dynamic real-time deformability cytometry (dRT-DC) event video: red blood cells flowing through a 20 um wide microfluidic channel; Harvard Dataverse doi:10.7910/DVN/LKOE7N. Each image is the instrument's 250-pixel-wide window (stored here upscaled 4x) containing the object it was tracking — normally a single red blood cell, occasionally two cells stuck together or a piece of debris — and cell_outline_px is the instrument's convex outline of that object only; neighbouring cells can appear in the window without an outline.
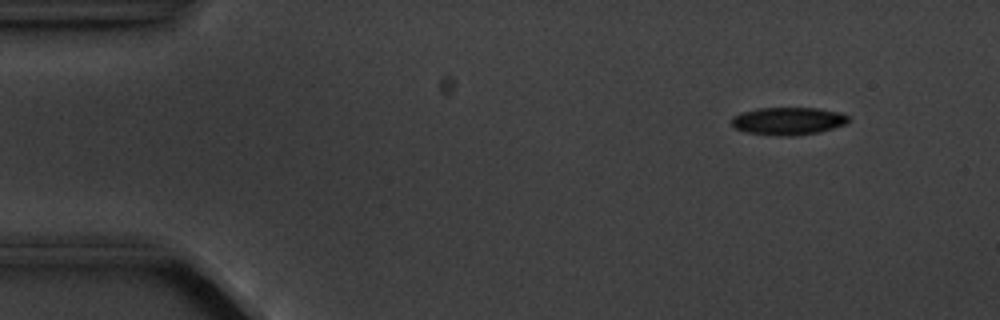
{"species": "common noctule bat (a hibernating species)", "species_latin": "Nyctalus noctula", "temperature_condition": "cold", "stored_images_in_passage": 4, "camera_frame_rate_fps": 3000, "um_per_image_px": 0.085, "animal": {"sex": "male", "body_mass_g": 20.1, "forearm_length_mm": 53.5}, "frame": {"image": 1, "passage_image": 1, "time_ms": 0.0, "image_size_px": [1000, 320], "cell_outline_px": [[848, 120], [844, 124], [820, 132], [796, 136], [784, 136], [748, 132], [732, 128], [732, 116], [740, 112], [756, 108], [816, 108], [840, 112], [848, 116]], "centroid_in_image_um": [66.95, 10.28], "position_along_channel_um": 18.1, "area_um2": 18.84}}